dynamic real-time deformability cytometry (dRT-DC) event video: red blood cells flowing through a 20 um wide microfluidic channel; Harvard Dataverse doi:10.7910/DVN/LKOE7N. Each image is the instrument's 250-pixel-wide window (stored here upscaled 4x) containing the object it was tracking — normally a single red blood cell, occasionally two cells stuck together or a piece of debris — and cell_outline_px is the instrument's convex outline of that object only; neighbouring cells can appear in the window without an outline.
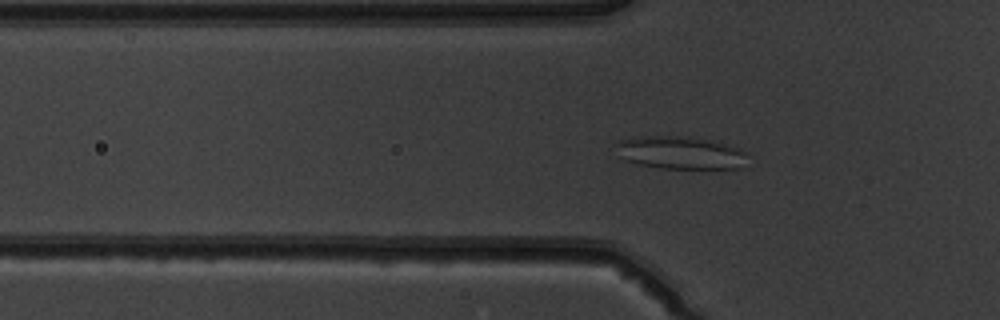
{"species": "common noctule bat (a hibernating species)", "species_latin": "Nyctalus noctula", "temperature_condition": "warm", "stored_images_in_passage": 53, "camera_frame_rate_fps": 3000, "um_per_image_px": 0.085, "animal": {"sex": "male", "body_mass_g": 19.5, "forearm_length_mm": 54.6}, "frame": {"image": 1, "passage_image": 18, "time_ms": 5.667, "image_size_px": [1000, 320], "cell_outline_px": [[744, 156], [740, 168], [660, 168], [640, 164], [628, 160], [620, 156], [616, 144], [620, 140], [648, 136], [680, 136], [712, 140], [736, 148], [744, 152]], "centroid_in_image_um": [57.79, 12.97], "position_along_channel_um": 68.0, "area_um2": 24.28}}
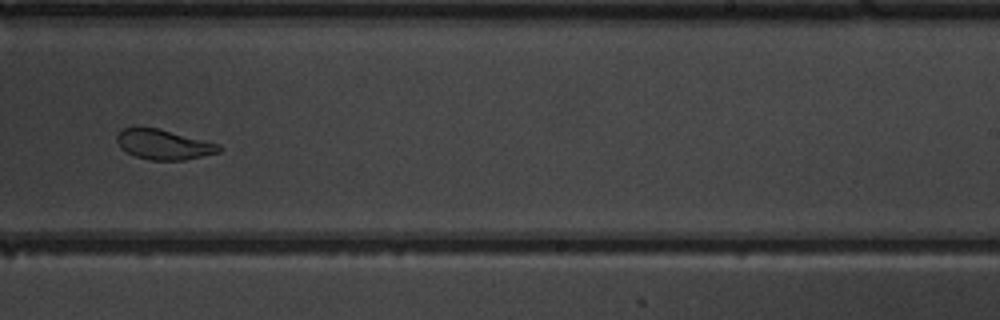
{"frame": {"image": 2, "passage_image": 34, "time_ms": 11.0, "image_size_px": [1000, 320], "cell_outline_px": [[224, 148], [220, 152], [184, 160], [148, 160], [136, 156], [120, 148], [116, 140], [116, 136], [124, 128], [160, 128], [220, 144]], "centroid_in_image_um": [13.95, 12.29], "position_along_channel_um": 275.0, "area_um2": 17.86}}
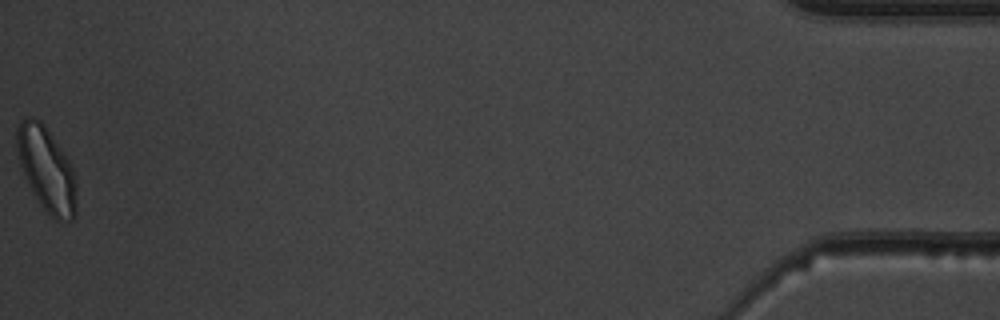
{"frame": {"image": 3, "passage_image": 53, "time_ms": 17.333, "image_size_px": [1000, 320], "cell_outline_px": [[76, 212], [72, 220], [56, 220], [40, 204], [32, 192], [24, 176], [20, 164], [16, 148], [16, 128], [28, 116], [32, 116], [40, 120], [44, 124], [68, 160], [76, 176]], "centroid_in_image_um": [3.95, 14.39], "position_along_channel_um": 431.2, "area_um2": 29.07}, "authors_computed_cell_mechanics": {"area_um2": 23.4668, "velocity_mm_per_s": 3.9071, "shape_relaxation_time_tau1_ms": 8.994, "shape_relaxation_time_tau2_ms": 1.5124, "deformation_change_tau1": 0.2036, "deformation_change_tau2": 0.0708}}